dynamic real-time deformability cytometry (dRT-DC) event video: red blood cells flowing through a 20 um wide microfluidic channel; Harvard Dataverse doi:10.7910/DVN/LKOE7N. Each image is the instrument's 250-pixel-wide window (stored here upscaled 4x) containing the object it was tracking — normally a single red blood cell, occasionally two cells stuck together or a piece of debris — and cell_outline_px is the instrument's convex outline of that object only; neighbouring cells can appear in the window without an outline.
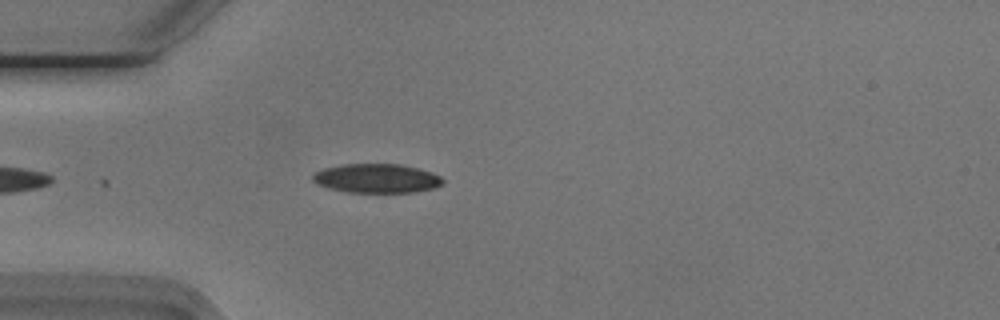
{"species": "Egyptian fruit bat (a non-hibernating species)", "species_latin": "Rousettus aegyptiacus", "temperature_condition": "cold", "stored_images_in_passage": 11, "camera_frame_rate_fps": 3000, "um_per_image_px": 0.085, "animal": {"sex": "male"}, "frame": {"image": 1, "passage_image": 6, "time_ms": 1.667, "image_size_px": [1000, 320], "cell_outline_px": [[444, 184], [432, 188], [416, 192], [348, 192], [328, 188], [316, 184], [312, 180], [312, 176], [316, 172], [324, 168], [340, 164], [400, 164], [432, 172], [440, 176], [444, 180]], "centroid_in_image_um": [32.01, 15.16], "position_along_channel_um": 53.0, "area_um2": 22.08}}